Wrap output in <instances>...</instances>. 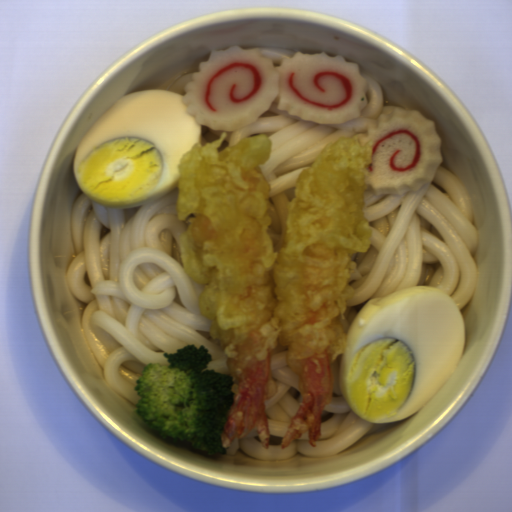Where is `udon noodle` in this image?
Segmentation results:
<instances>
[{
  "label": "udon noodle",
  "instance_id": "obj_1",
  "mask_svg": "<svg viewBox=\"0 0 512 512\" xmlns=\"http://www.w3.org/2000/svg\"><path fill=\"white\" fill-rule=\"evenodd\" d=\"M176 189L134 208L100 205L83 192L74 202L71 232L76 255L65 279L87 303L81 328L105 382L137 406L136 386L148 364L169 366L164 353L188 345L207 348V369L231 375L224 348L200 310L204 284L184 268Z\"/></svg>",
  "mask_w": 512,
  "mask_h": 512
},
{
  "label": "udon noodle",
  "instance_id": "obj_2",
  "mask_svg": "<svg viewBox=\"0 0 512 512\" xmlns=\"http://www.w3.org/2000/svg\"><path fill=\"white\" fill-rule=\"evenodd\" d=\"M362 211L372 237L367 252L353 257L348 330L371 299L416 286L437 287L461 313L475 293L480 239L463 183L439 165L432 180L416 191L373 194L369 187Z\"/></svg>",
  "mask_w": 512,
  "mask_h": 512
},
{
  "label": "udon noodle",
  "instance_id": "obj_3",
  "mask_svg": "<svg viewBox=\"0 0 512 512\" xmlns=\"http://www.w3.org/2000/svg\"><path fill=\"white\" fill-rule=\"evenodd\" d=\"M360 75L367 81V103L354 120L337 125H319L301 120L278 109L277 94L268 110L262 112L253 124L233 131L211 130L209 126L202 125L199 143L202 147L217 141L222 133H226L217 153H222L244 138L254 135H266L271 141L268 161L258 166L270 186L268 202L271 220L268 235L274 253L284 247L288 231V206L295 198L298 176L313 166L327 145L344 137L359 136L367 131L369 124L377 122L380 116H387L394 109L404 110L401 106L385 105L383 91L377 79L367 73Z\"/></svg>",
  "mask_w": 512,
  "mask_h": 512
},
{
  "label": "udon noodle",
  "instance_id": "obj_4",
  "mask_svg": "<svg viewBox=\"0 0 512 512\" xmlns=\"http://www.w3.org/2000/svg\"><path fill=\"white\" fill-rule=\"evenodd\" d=\"M287 353V345H278L272 351L270 374L276 385V394L264 402L269 432L268 448L262 444L256 428L242 439H233L224 448L225 454L233 456L243 451L248 456L267 461L286 459L296 454L326 457L347 449L388 424L366 422L346 402L339 385L341 354L332 363V399L320 416L319 438L315 447L309 444L307 431L282 448L286 430L303 400L298 373L288 365Z\"/></svg>",
  "mask_w": 512,
  "mask_h": 512
},
{
  "label": "udon noodle",
  "instance_id": "obj_5",
  "mask_svg": "<svg viewBox=\"0 0 512 512\" xmlns=\"http://www.w3.org/2000/svg\"><path fill=\"white\" fill-rule=\"evenodd\" d=\"M196 72L198 71L187 73L184 76L177 79L176 81H174L168 91L175 92L185 97L187 95L185 91V86L187 85L188 82H193V76L194 73Z\"/></svg>",
  "mask_w": 512,
  "mask_h": 512
},
{
  "label": "udon noodle",
  "instance_id": "obj_6",
  "mask_svg": "<svg viewBox=\"0 0 512 512\" xmlns=\"http://www.w3.org/2000/svg\"><path fill=\"white\" fill-rule=\"evenodd\" d=\"M260 58H271L272 64L274 67H280L282 65V61L286 58H293L289 55H286L280 51L273 50H259Z\"/></svg>",
  "mask_w": 512,
  "mask_h": 512
}]
</instances>
